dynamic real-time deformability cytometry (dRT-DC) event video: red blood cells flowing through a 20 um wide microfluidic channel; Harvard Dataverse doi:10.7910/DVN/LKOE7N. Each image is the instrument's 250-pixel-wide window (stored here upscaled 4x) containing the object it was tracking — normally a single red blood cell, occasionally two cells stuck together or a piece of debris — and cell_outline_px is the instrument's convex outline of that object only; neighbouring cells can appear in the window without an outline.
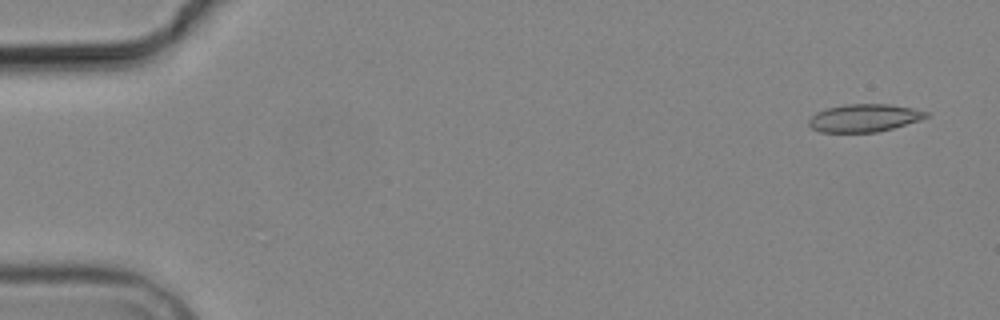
{"species": "common noctule bat (a hibernating species)", "species_latin": "Nyctalus noctula", "temperature_condition": "cold", "stored_images_in_passage": 4, "camera_frame_rate_fps": 3000, "um_per_image_px": 0.085, "animal": {"sex": "male", "body_mass_g": 19.2, "forearm_length_mm": 51.8}, "frame": {"image": 1, "passage_image": 1, "time_ms": 0.0, "image_size_px": [1000, 320], "cell_outline_px": [[928, 116], [920, 120], [892, 128], [876, 132], [820, 132], [812, 128], [808, 124], [808, 120], [816, 112], [828, 108], [844, 104], [888, 104], [912, 108], [928, 112]], "centroid_in_image_um": [73.43, 10.02], "position_along_channel_um": 11.6, "area_um2": 18.84}}
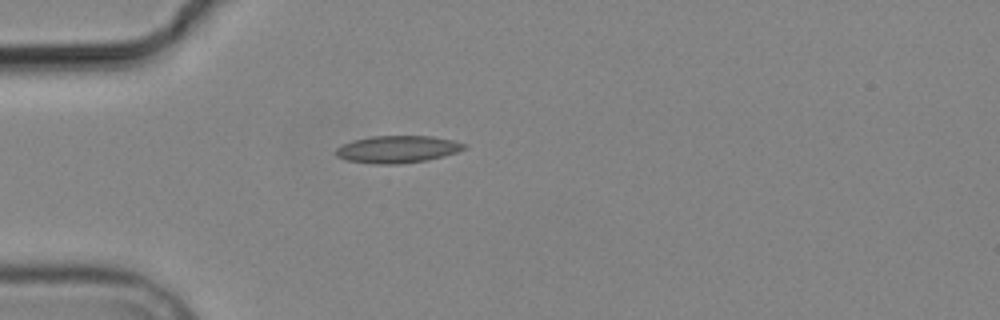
{"frame": {"image": 2, "passage_image": 4, "time_ms": 4.333, "image_size_px": [1000, 320], "cell_outline_px": [[464, 148], [456, 152], [444, 156], [428, 160], [400, 164], [376, 164], [344, 160], [336, 156], [336, 148], [352, 140], [372, 136], [432, 136], [452, 140], [464, 144]], "centroid_in_image_um": [33.74, 12.69], "position_along_channel_um": 51.3, "area_um2": 20.29}}